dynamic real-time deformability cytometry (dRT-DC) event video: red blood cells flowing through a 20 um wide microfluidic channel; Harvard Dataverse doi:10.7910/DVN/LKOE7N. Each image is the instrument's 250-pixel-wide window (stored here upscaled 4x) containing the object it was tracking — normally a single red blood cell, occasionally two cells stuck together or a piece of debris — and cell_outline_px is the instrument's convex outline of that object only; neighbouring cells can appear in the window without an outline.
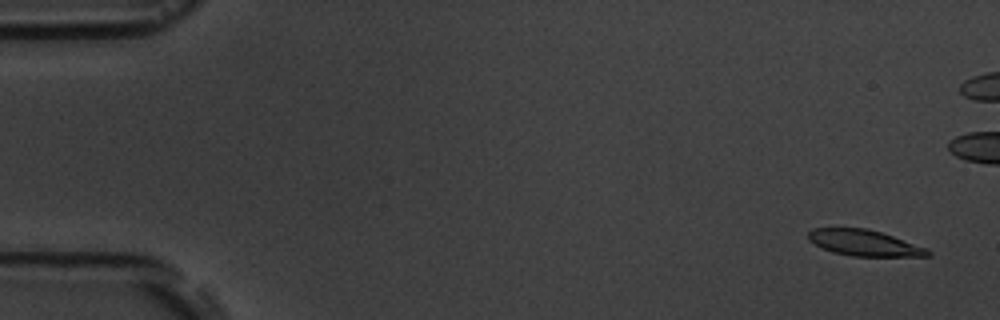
{"species": "common noctule bat (a hibernating species)", "species_latin": "Nyctalus noctula", "temperature_condition": "room temperature", "stored_images_in_passage": 6, "camera_frame_rate_fps": 3000, "um_per_image_px": 0.085, "animal": {"sex": "male", "body_mass_g": 19.5, "forearm_length_mm": 54.6}, "frame": {"image": 1, "passage_image": 1, "time_ms": 0.0, "image_size_px": [1000, 320], "cell_outline_px": [[932, 256], [852, 256], [832, 252], [808, 240], [808, 232], [812, 228], [868, 228], [928, 248], [932, 252]], "centroid_in_image_um": [73.48, 20.65], "position_along_channel_um": 11.5, "area_um2": 18.03}}